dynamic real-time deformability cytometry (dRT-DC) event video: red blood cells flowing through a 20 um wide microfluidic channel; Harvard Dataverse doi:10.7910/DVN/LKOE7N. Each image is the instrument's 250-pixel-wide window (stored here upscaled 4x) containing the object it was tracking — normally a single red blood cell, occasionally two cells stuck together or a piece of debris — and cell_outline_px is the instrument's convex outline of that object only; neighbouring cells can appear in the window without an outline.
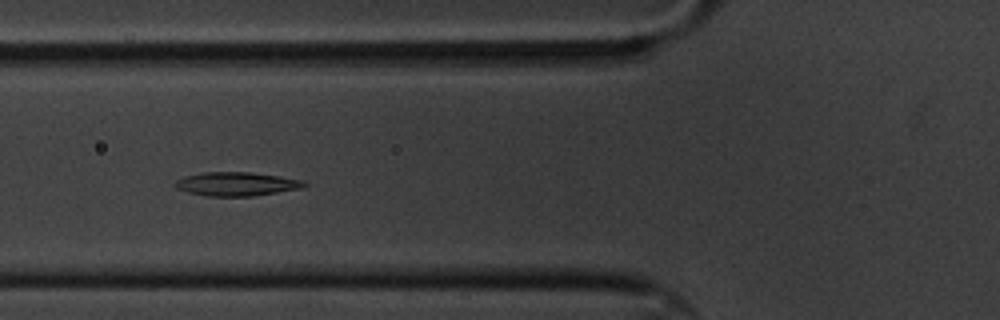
{"species": "common noctule bat (a hibernating species)", "species_latin": "Nyctalus noctula", "temperature_condition": "cold", "stored_images_in_passage": 6, "camera_frame_rate_fps": 3000, "um_per_image_px": 0.085, "animal": {"sex": "male", "body_mass_g": 20.1, "forearm_length_mm": 53.5}, "frame": {"image": 1, "passage_image": 6, "time_ms": 1.667, "image_size_px": [1000, 320], "cell_outline_px": [[308, 184], [304, 188], [252, 196], [204, 196], [188, 192], [176, 188], [172, 184], [176, 180], [184, 176], [204, 172], [252, 172], [304, 180]], "centroid_in_image_um": [20.1, 15.64], "position_along_channel_um": 105.7, "area_um2": 18.03}}